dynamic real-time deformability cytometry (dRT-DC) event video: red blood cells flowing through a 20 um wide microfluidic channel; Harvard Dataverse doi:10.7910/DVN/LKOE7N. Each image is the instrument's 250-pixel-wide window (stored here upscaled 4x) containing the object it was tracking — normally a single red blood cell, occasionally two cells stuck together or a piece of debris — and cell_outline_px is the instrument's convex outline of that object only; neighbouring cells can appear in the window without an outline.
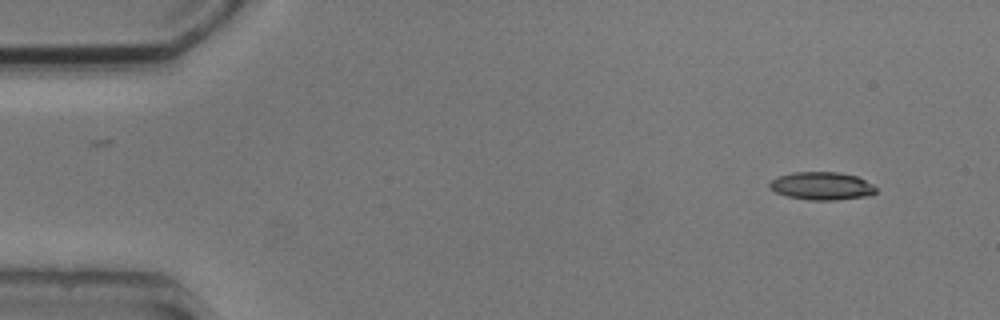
{"species": "common noctule bat (a hibernating species)", "species_latin": "Nyctalus noctula", "temperature_condition": "cold", "stored_images_in_passage": 4, "camera_frame_rate_fps": 3000, "um_per_image_px": 0.085, "animal": {"sex": "male", "body_mass_g": 20.5, "forearm_length_mm": 52.5}, "frame": {"image": 1, "passage_image": 1, "time_ms": 0.0, "image_size_px": [1000, 320], "cell_outline_px": [[876, 192], [872, 196], [836, 200], [808, 200], [788, 196], [776, 192], [768, 188], [768, 184], [772, 180], [780, 176], [792, 172], [840, 172], [856, 176], [872, 184], [876, 188]], "centroid_in_image_um": [69.87, 15.81], "position_along_channel_um": 15.1, "area_um2": 17.4}}